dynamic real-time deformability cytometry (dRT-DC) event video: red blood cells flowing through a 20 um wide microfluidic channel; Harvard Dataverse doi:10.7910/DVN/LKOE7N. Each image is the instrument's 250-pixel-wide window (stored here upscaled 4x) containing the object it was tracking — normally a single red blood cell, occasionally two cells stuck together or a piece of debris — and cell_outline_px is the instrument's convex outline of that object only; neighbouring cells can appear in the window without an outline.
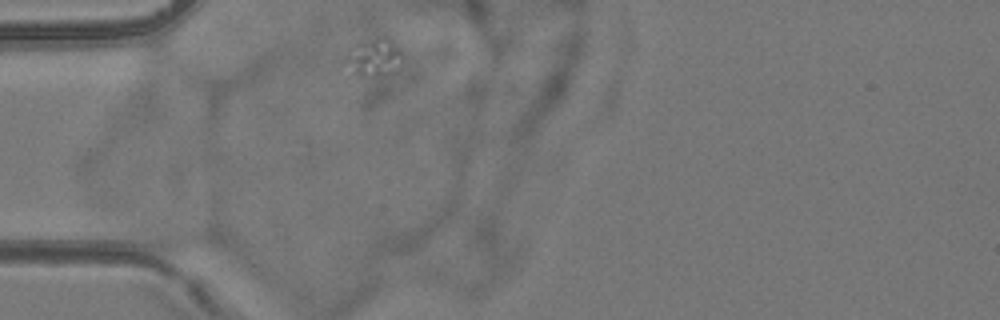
{"species": "common noctule bat (a hibernating species)", "species_latin": "Nyctalus noctula", "temperature_condition": "room temperature", "stored_images_in_passage": 1, "camera_frame_rate_fps": 3000, "um_per_image_px": 0.085, "animal": {"sex": "female", "body_mass_g": 24.6, "forearm_length_mm": 56.2}, "frame": {"image": 1, "passage_image": 1, "time_ms": 0.0, "image_size_px": [1000, 320], "cell_outline_px": [[404, 56], [396, 72], [372, 76], [360, 76], [356, 72], [348, 60], [352, 44], [360, 40], [376, 36], [384, 36], [400, 48]], "centroid_in_image_um": [31.9, 4.81], "position_along_channel_um": 53.1, "area_um2": 12.31}}